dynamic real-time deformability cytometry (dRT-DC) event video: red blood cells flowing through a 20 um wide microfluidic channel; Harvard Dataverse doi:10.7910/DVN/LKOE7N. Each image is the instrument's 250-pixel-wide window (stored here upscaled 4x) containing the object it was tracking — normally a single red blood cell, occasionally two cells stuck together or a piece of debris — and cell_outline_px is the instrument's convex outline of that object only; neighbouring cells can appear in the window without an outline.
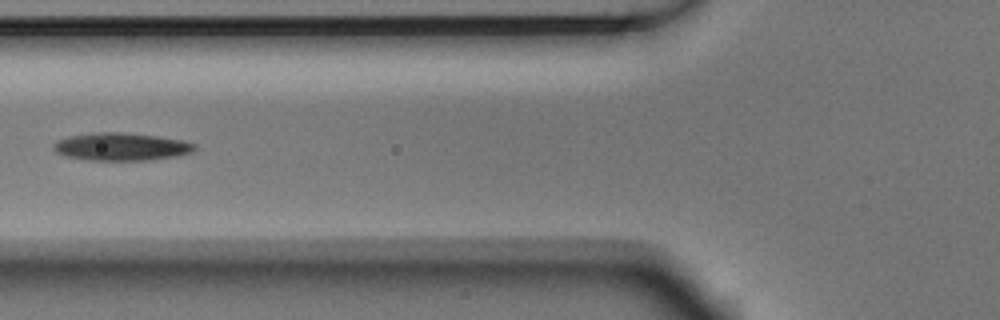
{"species": "Egyptian fruit bat (a non-hibernating species)", "species_latin": "Rousettus aegyptiacus", "temperature_condition": "room temperature", "stored_images_in_passage": 8, "camera_frame_rate_fps": 3000, "um_per_image_px": 0.085, "animal": {"sex": "male"}, "frame": {"image": 1, "passage_image": 4, "time_ms": 1.0, "image_size_px": [1000, 320], "cell_outline_px": [[196, 148], [192, 152], [180, 156], [148, 160], [88, 160], [64, 156], [56, 152], [52, 148], [52, 144], [60, 140], [72, 136], [96, 132], [124, 132], [160, 136], [180, 140], [196, 144]], "centroid_in_image_um": [10.33, 12.47], "position_along_channel_um": 115.5, "area_um2": 22.89}}
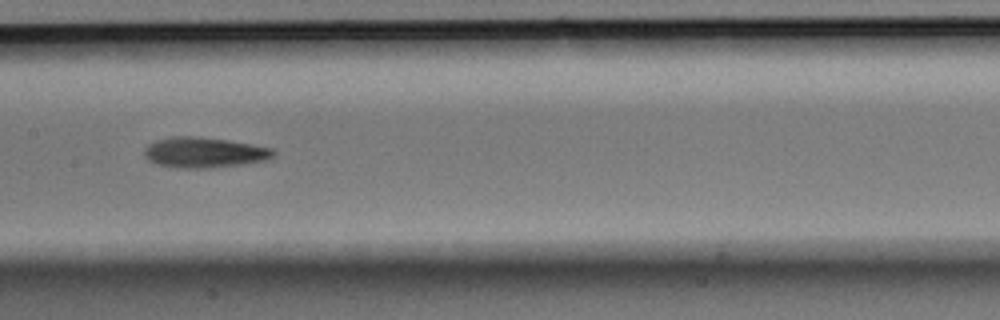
{"frame": {"image": 2, "passage_image": 6, "time_ms": 1.667, "image_size_px": [1000, 320], "cell_outline_px": [[276, 156], [268, 160], [244, 164], [208, 168], [180, 168], [156, 164], [148, 160], [144, 156], [144, 148], [148, 144], [156, 140], [176, 136], [192, 136], [228, 140], [252, 144], [272, 148], [276, 152]], "centroid_in_image_um": [17.38, 12.97], "position_along_channel_um": 190.0, "area_um2": 23.06}}
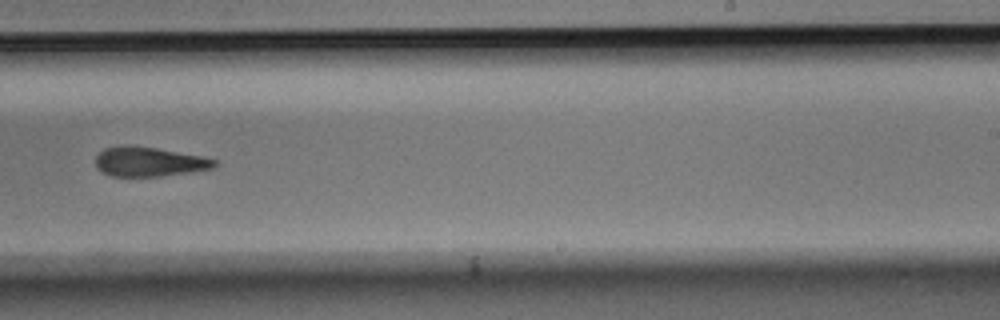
{"frame": {"image": 3, "passage_image": 8, "time_ms": 2.333, "image_size_px": [1000, 320], "cell_outline_px": [[220, 164], [212, 168], [192, 172], [160, 176], [112, 176], [96, 168], [96, 156], [104, 148], [124, 144], [132, 144], [156, 148], [200, 156], [216, 160]], "centroid_in_image_um": [12.66, 13.73], "position_along_channel_um": 276.3, "area_um2": 20.52}}